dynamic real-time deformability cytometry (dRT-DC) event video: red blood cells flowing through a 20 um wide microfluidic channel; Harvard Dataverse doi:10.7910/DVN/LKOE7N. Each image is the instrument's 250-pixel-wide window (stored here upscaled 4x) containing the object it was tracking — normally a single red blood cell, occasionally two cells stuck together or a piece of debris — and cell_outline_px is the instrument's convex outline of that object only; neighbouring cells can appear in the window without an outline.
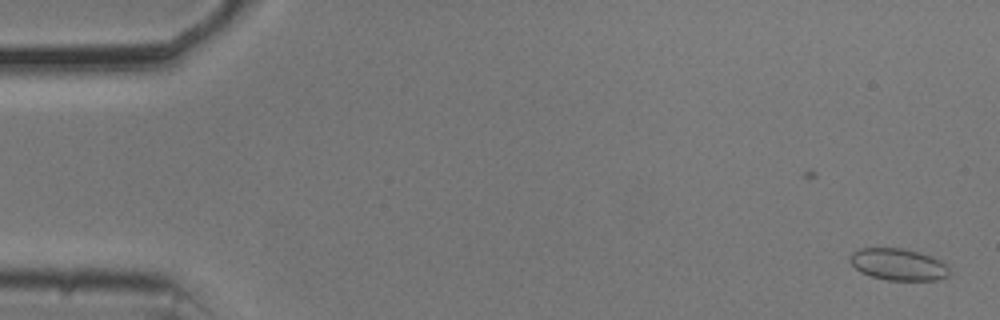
{"species": "common noctule bat (a hibernating species)", "species_latin": "Nyctalus noctula", "temperature_condition": "cold", "stored_images_in_passage": 17, "camera_frame_rate_fps": 3000, "um_per_image_px": 0.085, "animal": {"sex": "male", "body_mass_g": 20.5, "forearm_length_mm": 52.5}, "frame": {"image": 1, "passage_image": 2, "time_ms": 0.333, "image_size_px": [1000, 320], "cell_outline_px": [[952, 272], [948, 276], [936, 280], [888, 280], [872, 276], [860, 272], [848, 260], [848, 256], [852, 252], [860, 248], [904, 248], [932, 256], [940, 260]], "centroid_in_image_um": [76.34, 22.47], "position_along_channel_um": 8.7, "area_um2": 18.5}}
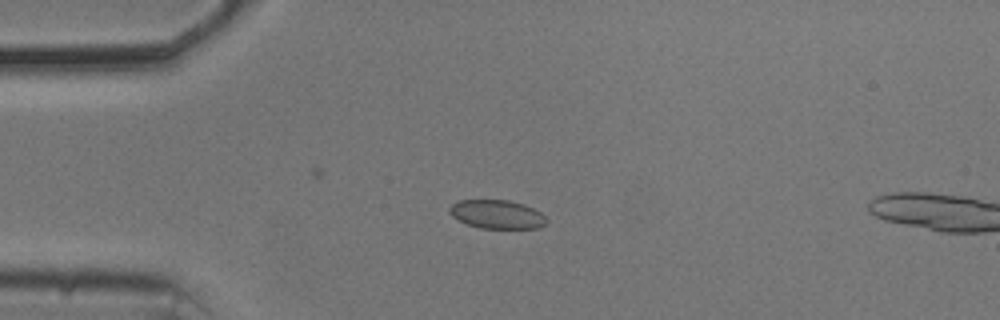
{"frame": {"image": 2, "passage_image": 14, "time_ms": 4.333, "image_size_px": [1000, 320], "cell_outline_px": [[548, 220], [540, 228], [480, 228], [468, 224], [452, 216], [448, 212], [448, 208], [452, 204], [460, 200], [508, 200], [524, 204], [540, 212]], "centroid_in_image_um": [42.24, 18.21], "position_along_channel_um": 42.8, "area_um2": 16.13}}